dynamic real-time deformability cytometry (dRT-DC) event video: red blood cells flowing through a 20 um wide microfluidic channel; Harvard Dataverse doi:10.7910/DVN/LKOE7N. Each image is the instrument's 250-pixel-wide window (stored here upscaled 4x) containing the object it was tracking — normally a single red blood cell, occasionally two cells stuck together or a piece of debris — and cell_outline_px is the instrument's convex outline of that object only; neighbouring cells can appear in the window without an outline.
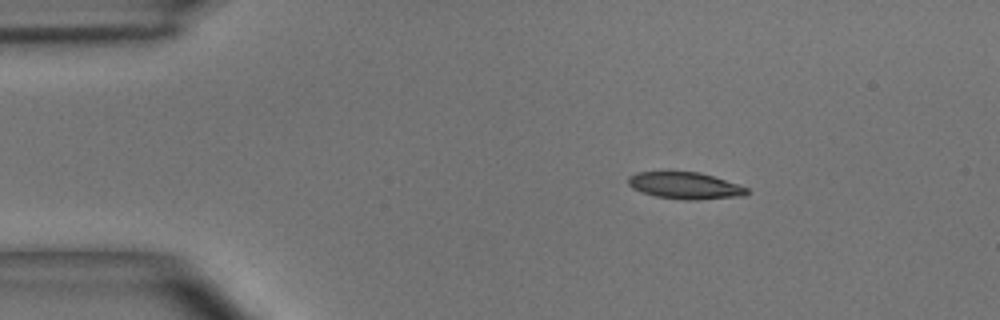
{"species": "common noctule bat (a hibernating species)", "species_latin": "Nyctalus noctula", "temperature_condition": "room temperature", "stored_images_in_passage": 8, "camera_frame_rate_fps": 3000, "um_per_image_px": 0.085, "animal": {"sex": "male", "body_mass_g": 15.6}, "frame": {"image": 1, "passage_image": 2, "time_ms": 0.333, "image_size_px": [1000, 320], "cell_outline_px": [[752, 192], [744, 196], [696, 200], [684, 200], [656, 196], [640, 192], [632, 188], [628, 184], [628, 176], [636, 172], [700, 172], [748, 188]], "centroid_in_image_um": [58.23, 15.79], "position_along_channel_um": 26.8, "area_um2": 18.55}}
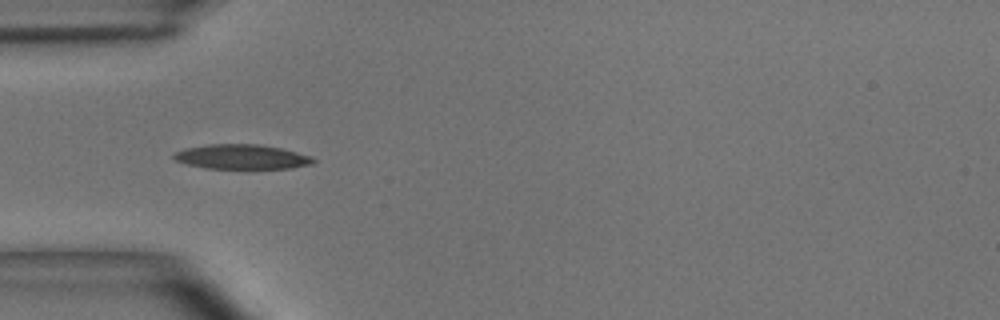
{"frame": {"image": 2, "passage_image": 4, "time_ms": 1.0, "image_size_px": [1000, 320], "cell_outline_px": [[316, 160], [312, 164], [292, 168], [204, 168], [188, 164], [176, 160], [172, 156], [176, 152], [184, 148], [208, 144], [260, 144], [280, 148], [312, 156]], "centroid_in_image_um": [20.56, 13.32], "position_along_channel_um": 64.4, "area_um2": 19.94}}
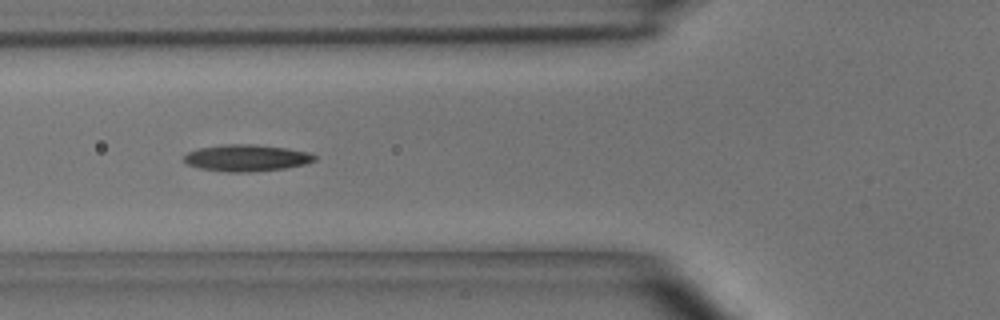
{"frame": {"image": 3, "passage_image": 5, "time_ms": 1.333, "image_size_px": [1000, 320], "cell_outline_px": [[316, 160], [304, 164], [284, 168], [248, 172], [228, 172], [200, 168], [188, 164], [184, 160], [184, 156], [188, 152], [200, 148], [224, 144], [252, 144], [288, 148], [308, 152], [316, 156]], "centroid_in_image_um": [20.96, 13.42], "position_along_channel_um": 104.8, "area_um2": 20.11}}